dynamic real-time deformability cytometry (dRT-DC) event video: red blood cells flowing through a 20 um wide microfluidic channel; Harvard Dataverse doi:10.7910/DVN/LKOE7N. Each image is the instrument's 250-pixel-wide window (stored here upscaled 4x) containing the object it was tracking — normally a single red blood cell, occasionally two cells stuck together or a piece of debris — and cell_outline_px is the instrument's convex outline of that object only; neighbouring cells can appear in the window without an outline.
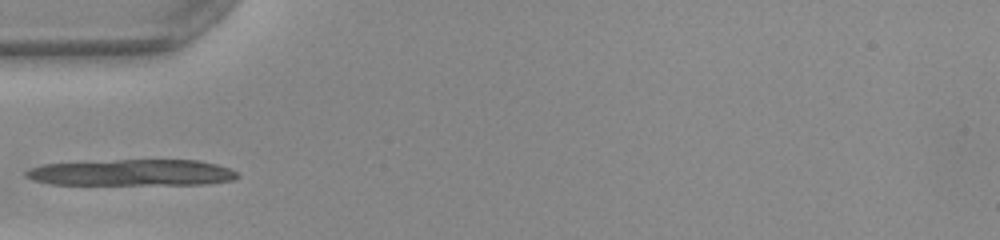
{"species": "common noctule bat (a hibernating species)", "species_latin": "Nyctalus noctula", "temperature_condition": "warm", "stored_images_in_passage": 16, "camera_frame_rate_fps": 3000, "um_per_image_px": 0.085, "animal": {"sex": "female", "body_mass_g": 22.0, "forearm_length_mm": 56.7}, "frame": {"image": 1, "passage_image": 1, "time_ms": 0.0, "image_size_px": [1000, 240], "cell_outline_px": [[240, 176], [232, 180], [204, 184], [52, 184], [36, 180], [24, 176], [24, 172], [32, 168], [44, 164], [116, 160], [196, 160], [216, 164], [228, 168], [236, 172]], "centroid_in_image_um": [11.24, 14.67], "position_along_channel_um": 73.8, "area_um2": 32.02}}